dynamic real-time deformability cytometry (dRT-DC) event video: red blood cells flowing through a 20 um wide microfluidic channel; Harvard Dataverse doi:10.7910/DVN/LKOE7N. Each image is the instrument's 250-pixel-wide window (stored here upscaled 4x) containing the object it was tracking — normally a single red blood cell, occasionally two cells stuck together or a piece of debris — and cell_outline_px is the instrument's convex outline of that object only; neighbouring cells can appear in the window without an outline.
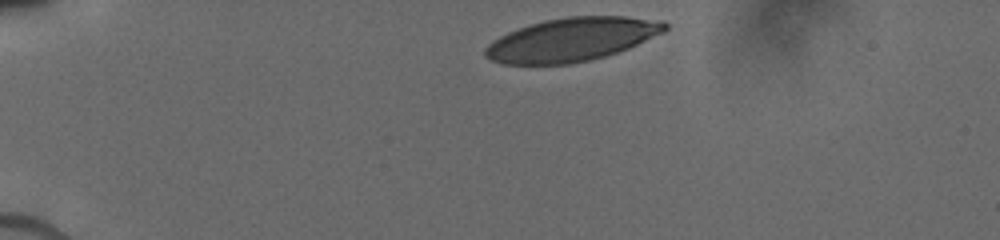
{"species": "human", "species_latin": "Homo sapiens", "temperature_condition": "cold", "stored_images_in_passage": 35, "camera_frame_rate_fps": 3000, "um_per_image_px": 0.085, "donor": {"sex": "male"}, "frame": {"image": 1, "passage_image": 1, "time_ms": 0.0, "image_size_px": [1000, 240], "cell_outline_px": [[668, 28], [664, 32], [628, 48], [604, 56], [588, 60], [568, 64], [504, 64], [492, 60], [484, 56], [484, 48], [492, 40], [508, 32], [528, 24], [544, 20], [568, 16], [624, 16], [664, 20], [668, 24]], "centroid_in_image_um": [48.6, 3.34], "position_along_channel_um": 36.4, "area_um2": 45.55}}
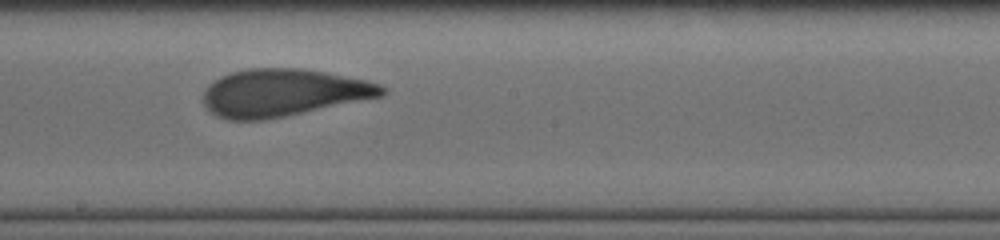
{"frame": {"image": 2, "passage_image": 16, "time_ms": 6.333, "image_size_px": [1000, 240], "cell_outline_px": [[388, 92], [384, 96], [264, 120], [228, 120], [216, 116], [204, 104], [204, 88], [212, 80], [220, 76], [232, 72], [248, 68], [300, 68], [324, 72], [368, 80], [380, 84], [388, 88]], "centroid_in_image_um": [24.08, 7.87], "position_along_channel_um": 224.1, "area_um2": 49.53}}
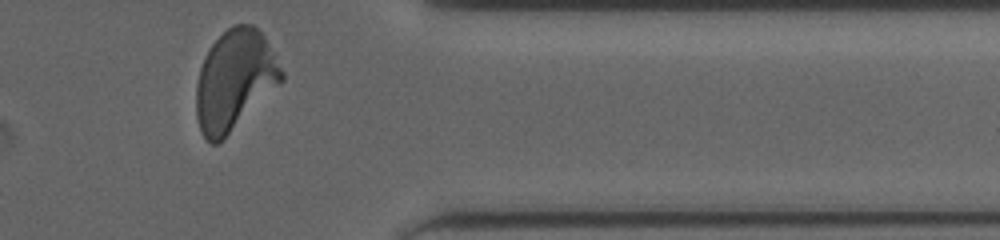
{"frame": {"image": 3, "passage_image": 34, "time_ms": 10.667, "image_size_px": [1000, 240], "cell_outline_px": [[284, 80], [216, 144], [212, 144], [204, 136], [200, 128], [196, 116], [196, 84], [200, 68], [204, 56], [212, 44], [228, 28], [236, 24], [252, 24], [264, 36], [284, 72]], "centroid_in_image_um": [19.93, 6.78], "position_along_channel_um": 391.5, "area_um2": 48.9}}